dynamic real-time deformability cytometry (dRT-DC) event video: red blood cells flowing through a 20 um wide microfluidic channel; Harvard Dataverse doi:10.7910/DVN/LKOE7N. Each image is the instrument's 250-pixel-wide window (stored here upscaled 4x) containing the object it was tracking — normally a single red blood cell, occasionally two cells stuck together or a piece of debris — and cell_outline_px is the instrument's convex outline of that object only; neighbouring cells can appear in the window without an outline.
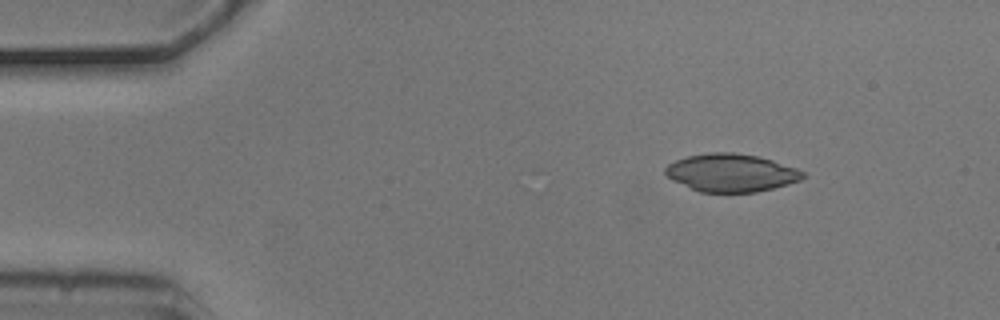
{"species": "common noctule bat (a hibernating species)", "species_latin": "Nyctalus noctula", "temperature_condition": "cold", "stored_images_in_passage": 5, "segment_of_instrument_passage": [2, 2], "camera_frame_rate_fps": 3000, "um_per_image_px": 0.085, "animal": {"sex": "male", "body_mass_g": 20.5, "forearm_length_mm": 52.5}, "frame": {"image": 1, "passage_image": 5, "time_ms": 1.333, "image_size_px": [1000, 320], "cell_outline_px": [[804, 176], [800, 180], [788, 184], [756, 192], [700, 192], [672, 180], [664, 172], [664, 168], [668, 164], [676, 160], [688, 156], [708, 152], [732, 152], [760, 156], [796, 168], [804, 172]], "centroid_in_image_um": [62.13, 14.68], "position_along_channel_um": 22.9, "area_um2": 30.29}}